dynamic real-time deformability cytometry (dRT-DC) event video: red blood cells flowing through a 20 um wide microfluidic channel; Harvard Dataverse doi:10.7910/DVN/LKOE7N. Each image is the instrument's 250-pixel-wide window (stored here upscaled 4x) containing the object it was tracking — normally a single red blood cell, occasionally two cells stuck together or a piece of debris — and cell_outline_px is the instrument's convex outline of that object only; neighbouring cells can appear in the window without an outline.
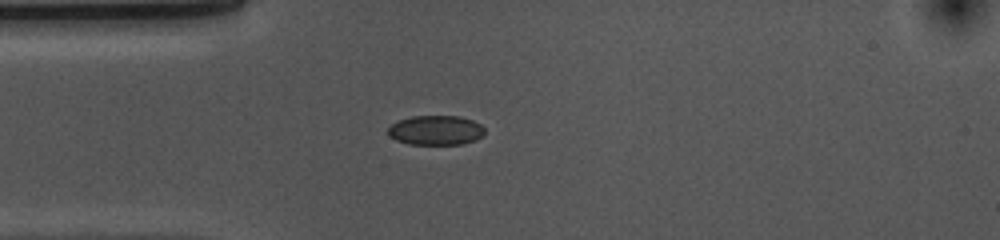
{"species": "common noctule bat (a hibernating species)", "species_latin": "Nyctalus noctula", "temperature_condition": "cold", "stored_images_in_passage": 41, "camera_frame_rate_fps": 3000, "um_per_image_px": 0.085, "animal": {"sex": "female", "body_mass_g": 10.0, "forearm_length_mm": 53.1}, "frame": {"image": 1, "passage_image": 1, "time_ms": 0.0, "image_size_px": [1000, 240], "cell_outline_px": [[484, 136], [476, 140], [460, 144], [408, 144], [396, 140], [388, 136], [388, 128], [396, 120], [412, 116], [460, 116], [472, 120], [480, 124], [484, 128]], "centroid_in_image_um": [37.03, 11.07], "position_along_channel_um": 48.0, "area_um2": 16.82}}
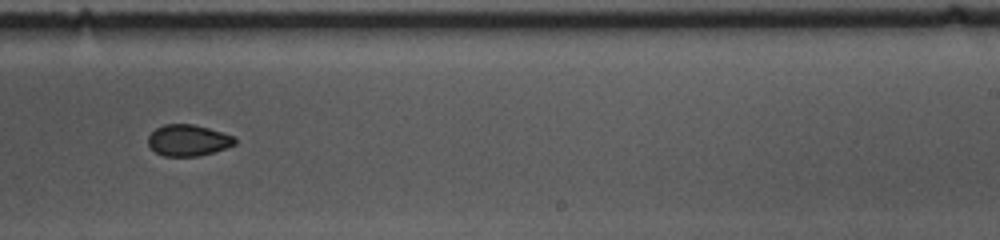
{"frame": {"image": 2, "passage_image": 20, "time_ms": 6.333, "image_size_px": [1000, 240], "cell_outline_px": [[236, 144], [212, 152], [196, 156], [164, 156], [156, 152], [148, 144], [148, 136], [156, 128], [164, 124], [192, 124], [208, 128], [236, 136]], "centroid_in_image_um": [16.0, 11.91], "position_along_channel_um": 273.0, "area_um2": 15.72}}
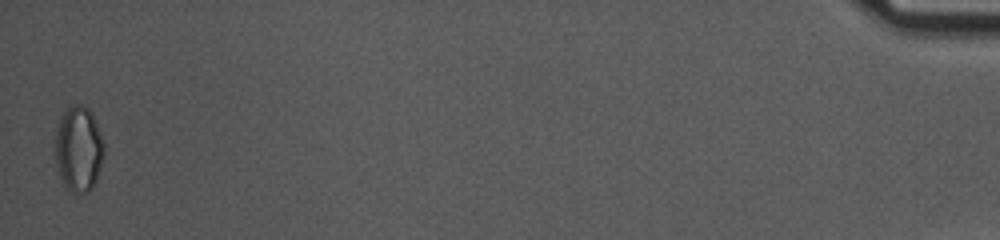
{"frame": {"image": 3, "passage_image": 41, "time_ms": 13.333, "image_size_px": [1000, 240], "cell_outline_px": [[104, 156], [96, 180], [92, 188], [88, 192], [72, 192], [64, 188], [60, 180], [52, 152], [56, 132], [60, 116], [72, 104], [84, 104], [92, 112], [100, 132], [104, 144]], "centroid_in_image_um": [6.64, 12.66], "position_along_channel_um": 428.6, "area_um2": 25.09}, "authors_computed_cell_mechanics": {"area_um2": 16.8198, "velocity_mm_per_s": 3.6616, "shape_relaxation_time_tau1_ms": 7.7847, "shape_relaxation_time_tau2_ms": 2.2506, "deformation_change_tau1": 0.0938, "deformation_change_tau2": 0.0415}}